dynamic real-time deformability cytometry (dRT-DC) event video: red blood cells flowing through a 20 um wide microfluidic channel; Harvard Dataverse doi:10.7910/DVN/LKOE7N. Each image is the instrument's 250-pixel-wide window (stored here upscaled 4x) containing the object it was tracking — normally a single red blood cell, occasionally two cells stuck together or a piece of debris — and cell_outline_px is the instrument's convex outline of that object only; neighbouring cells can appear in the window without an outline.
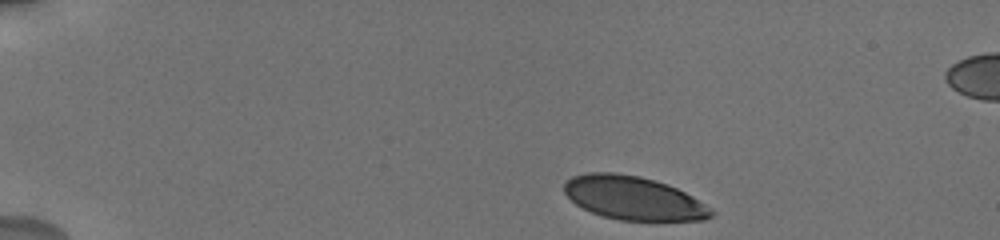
{"species": "human", "species_latin": "Homo sapiens", "temperature_condition": "cold", "stored_images_in_passage": 14, "camera_frame_rate_fps": 3000, "um_per_image_px": 0.085, "donor": {"sex": "male"}, "frame": {"image": 1, "passage_image": 1, "time_ms": 0.0, "image_size_px": [1000, 240], "cell_outline_px": [[716, 212], [712, 216], [704, 220], [620, 220], [604, 216], [592, 212], [576, 204], [564, 192], [564, 184], [572, 176], [588, 172], [616, 172], [640, 176], [656, 180], [668, 184], [692, 196]], "centroid_in_image_um": [53.84, 16.82], "position_along_channel_um": 31.2, "area_um2": 37.11}}
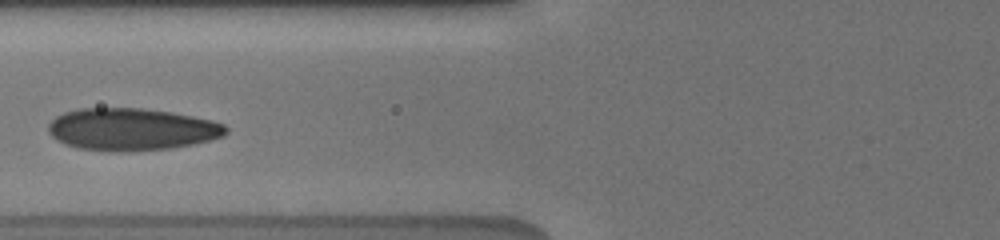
{"frame": {"image": 2, "passage_image": 11, "time_ms": 4.667, "image_size_px": [1000, 240], "cell_outline_px": [[228, 132], [224, 136], [192, 144], [172, 148], [120, 152], [112, 152], [76, 148], [64, 144], [56, 140], [48, 132], [48, 124], [56, 116], [64, 112], [80, 108], [140, 108], [172, 112], [212, 120], [224, 124], [228, 128]], "centroid_in_image_um": [11.16, 11.0], "position_along_channel_um": 114.6, "area_um2": 43.99}}
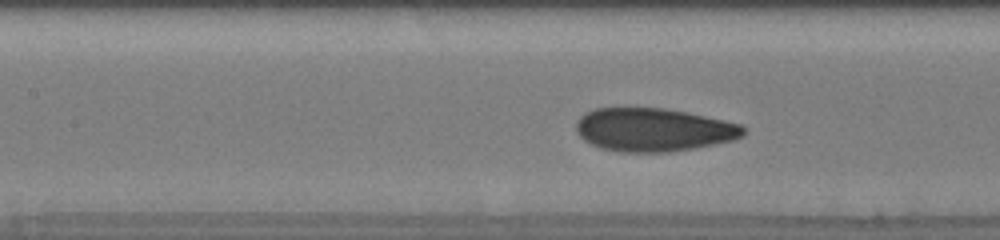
{"frame": {"image": 3, "passage_image": 13, "time_ms": 5.667, "image_size_px": [1000, 240], "cell_outline_px": [[744, 136], [736, 140], [696, 148], [668, 152], [620, 152], [600, 148], [584, 140], [576, 132], [576, 120], [584, 112], [596, 108], [664, 108], [724, 120], [740, 124], [744, 128]], "centroid_in_image_um": [55.53, 11.04], "position_along_channel_um": 151.9, "area_um2": 42.37}}